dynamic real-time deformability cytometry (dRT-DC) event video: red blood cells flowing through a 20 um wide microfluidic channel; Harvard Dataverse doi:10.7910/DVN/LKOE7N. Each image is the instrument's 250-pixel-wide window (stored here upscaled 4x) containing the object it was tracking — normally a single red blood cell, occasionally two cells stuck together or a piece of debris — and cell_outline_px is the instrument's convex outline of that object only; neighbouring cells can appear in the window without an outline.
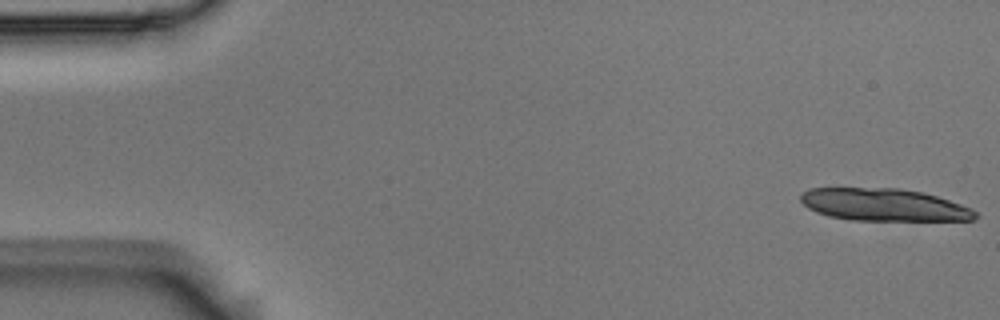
{"species": "Egyptian fruit bat (a non-hibernating species)", "species_latin": "Rousettus aegyptiacus", "temperature_condition": "room temperature", "stored_images_in_passage": 14, "camera_frame_rate_fps": 3000, "um_per_image_px": 0.085, "animal": {"sex": "male"}, "frame": {"image": 1, "passage_image": 1, "time_ms": 0.0, "image_size_px": [1000, 320], "cell_outline_px": [[980, 216], [972, 220], [852, 220], [828, 216], [816, 212], [808, 208], [800, 200], [800, 196], [808, 188], [900, 188], [924, 192], [972, 208]], "centroid_in_image_um": [75.13, 17.4], "position_along_channel_um": 9.9, "area_um2": 33.0}}